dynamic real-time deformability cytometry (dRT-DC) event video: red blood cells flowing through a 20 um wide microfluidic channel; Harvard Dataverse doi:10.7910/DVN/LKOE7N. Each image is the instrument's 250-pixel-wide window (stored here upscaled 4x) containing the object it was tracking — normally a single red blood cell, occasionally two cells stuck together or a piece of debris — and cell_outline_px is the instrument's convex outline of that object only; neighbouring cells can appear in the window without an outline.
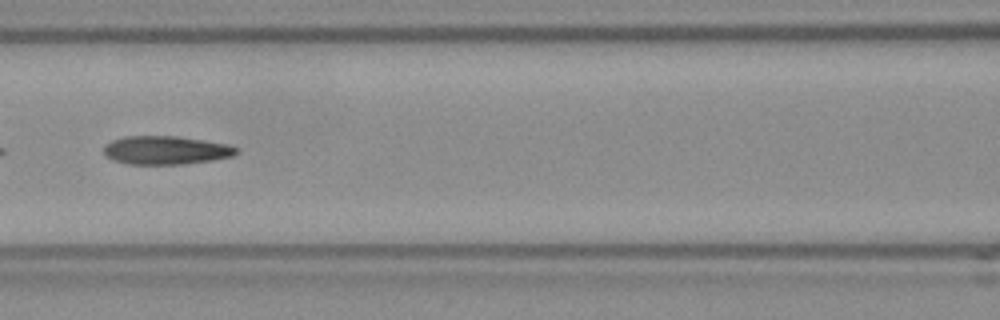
{"species": "Egyptian fruit bat (a non-hibernating species)", "species_latin": "Rousettus aegyptiacus", "temperature_condition": "room temperature", "stored_images_in_passage": 17, "camera_frame_rate_fps": 3000, "um_per_image_px": 0.085, "frame": {"image": 1, "passage_image": 12, "time_ms": 3.667, "image_size_px": [1000, 320], "cell_outline_px": [[240, 152], [232, 156], [212, 160], [184, 164], [128, 164], [112, 160], [104, 152], [104, 144], [112, 140], [124, 136], [176, 136], [204, 140], [228, 144], [240, 148]], "centroid_in_image_um": [14.12, 12.76], "position_along_channel_um": 152.5, "area_um2": 22.14}}